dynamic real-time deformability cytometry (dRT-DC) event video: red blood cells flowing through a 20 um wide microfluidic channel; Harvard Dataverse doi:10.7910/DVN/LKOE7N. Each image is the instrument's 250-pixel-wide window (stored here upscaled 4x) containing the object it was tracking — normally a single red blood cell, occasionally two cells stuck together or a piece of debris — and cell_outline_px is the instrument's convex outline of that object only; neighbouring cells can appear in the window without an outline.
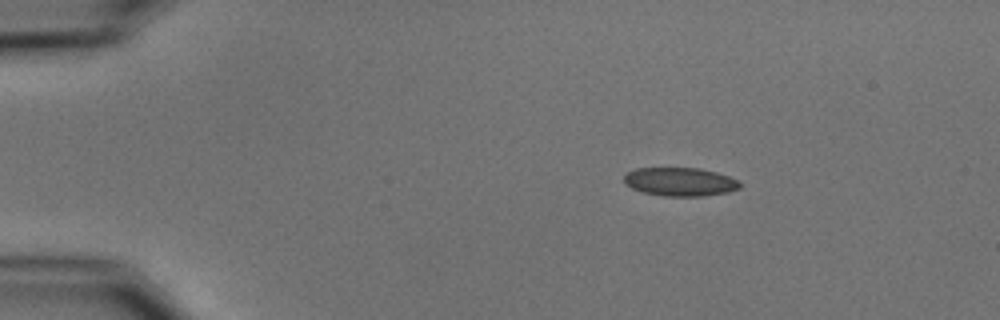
{"species": "common noctule bat (a hibernating species)", "species_latin": "Nyctalus noctula", "temperature_condition": "cold", "stored_images_in_passage": 3, "camera_frame_rate_fps": 3000, "um_per_image_px": 0.085, "animal": {"sex": "male", "body_mass_g": 15.6}, "frame": {"image": 1, "passage_image": 1, "time_ms": 0.0, "image_size_px": [1000, 320], "cell_outline_px": [[744, 184], [740, 188], [728, 192], [704, 196], [664, 196], [644, 192], [632, 188], [624, 184], [624, 176], [628, 172], [636, 168], [700, 168], [716, 172], [740, 180]], "centroid_in_image_um": [57.85, 15.45], "position_along_channel_um": 27.2, "area_um2": 19.42}}